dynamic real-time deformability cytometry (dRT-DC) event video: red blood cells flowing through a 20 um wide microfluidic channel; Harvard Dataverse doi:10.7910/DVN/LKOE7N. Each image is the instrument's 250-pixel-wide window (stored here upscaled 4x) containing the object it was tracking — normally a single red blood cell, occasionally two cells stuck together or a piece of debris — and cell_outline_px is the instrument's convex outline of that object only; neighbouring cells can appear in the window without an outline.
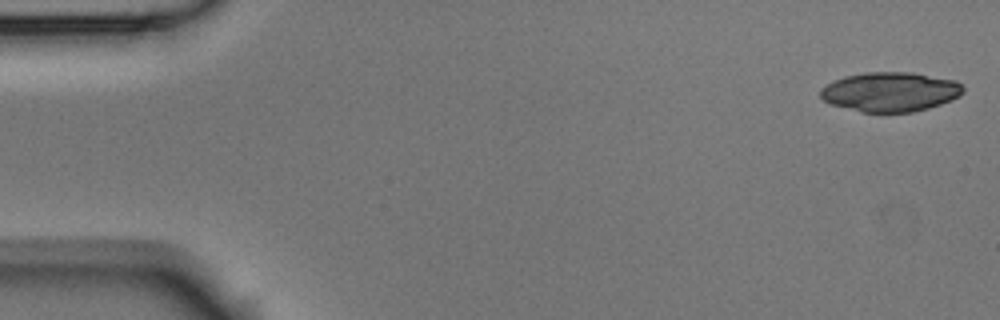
{"species": "Egyptian fruit bat (a non-hibernating species)", "species_latin": "Rousettus aegyptiacus", "temperature_condition": "room temperature", "stored_images_in_passage": 5, "camera_frame_rate_fps": 3000, "um_per_image_px": 0.085, "animal": {"sex": "male"}, "frame": {"image": 1, "passage_image": 1, "time_ms": 0.0, "image_size_px": [1000, 320], "cell_outline_px": [[964, 92], [960, 96], [940, 104], [928, 108], [912, 112], [860, 112], [832, 104], [824, 100], [820, 96], [820, 88], [832, 80], [844, 76], [864, 72], [912, 72], [956, 80], [964, 88]], "centroid_in_image_um": [75.66, 7.79], "position_along_channel_um": 9.3, "area_um2": 33.0}}